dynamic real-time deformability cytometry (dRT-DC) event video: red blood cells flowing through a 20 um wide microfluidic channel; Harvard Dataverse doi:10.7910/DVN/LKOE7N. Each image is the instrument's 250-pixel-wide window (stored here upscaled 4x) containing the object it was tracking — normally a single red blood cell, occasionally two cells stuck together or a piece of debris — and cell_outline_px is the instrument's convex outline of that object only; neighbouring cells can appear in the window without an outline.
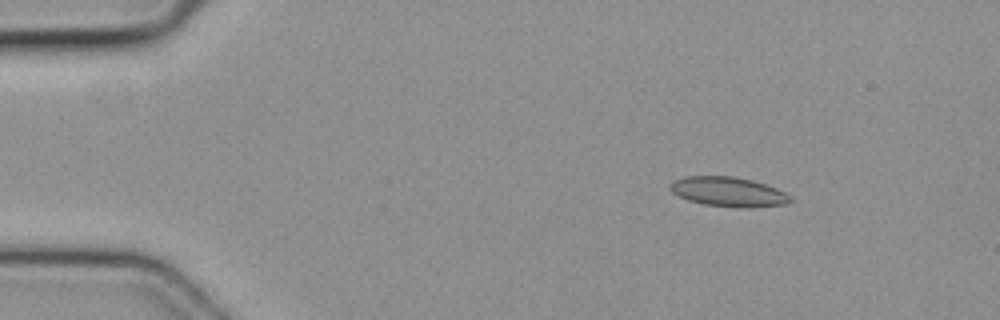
{"species": "common noctule bat (a hibernating species)", "species_latin": "Nyctalus noctula", "temperature_condition": "cold", "stored_images_in_passage": 3, "camera_frame_rate_fps": 3000, "um_per_image_px": 0.085, "animal": {"sex": "female", "body_mass_g": 19.3, "forearm_length_mm": 54.1}, "frame": {"image": 1, "passage_image": 1, "time_ms": 0.0, "image_size_px": [1000, 320], "cell_outline_px": [[792, 200], [788, 204], [752, 208], [740, 208], [704, 204], [688, 200], [672, 192], [668, 188], [676, 180], [684, 176], [732, 176], [752, 180], [776, 188], [792, 196]], "centroid_in_image_um": [61.95, 16.31], "position_along_channel_um": 23.0, "area_um2": 20.75}}
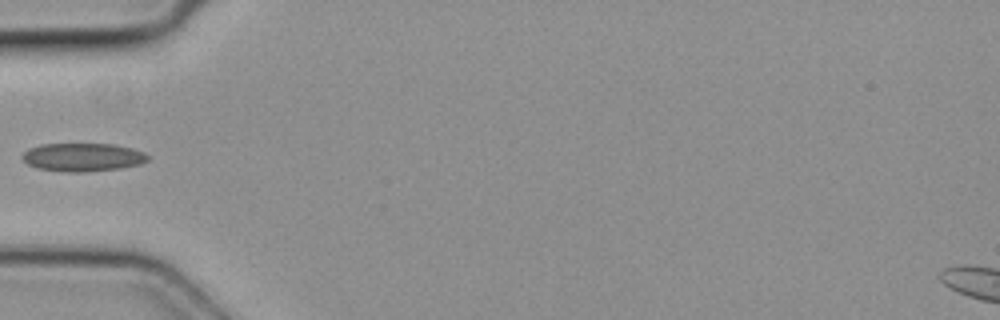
{"frame": {"image": 2, "passage_image": 3, "time_ms": 0.667, "image_size_px": [1000, 320], "cell_outline_px": [[148, 160], [140, 164], [120, 168], [84, 172], [64, 172], [36, 168], [28, 164], [20, 156], [28, 148], [40, 144], [112, 144], [132, 148], [144, 152], [148, 156]], "centroid_in_image_um": [7.0, 13.36], "position_along_channel_um": 78.0, "area_um2": 20.75}}